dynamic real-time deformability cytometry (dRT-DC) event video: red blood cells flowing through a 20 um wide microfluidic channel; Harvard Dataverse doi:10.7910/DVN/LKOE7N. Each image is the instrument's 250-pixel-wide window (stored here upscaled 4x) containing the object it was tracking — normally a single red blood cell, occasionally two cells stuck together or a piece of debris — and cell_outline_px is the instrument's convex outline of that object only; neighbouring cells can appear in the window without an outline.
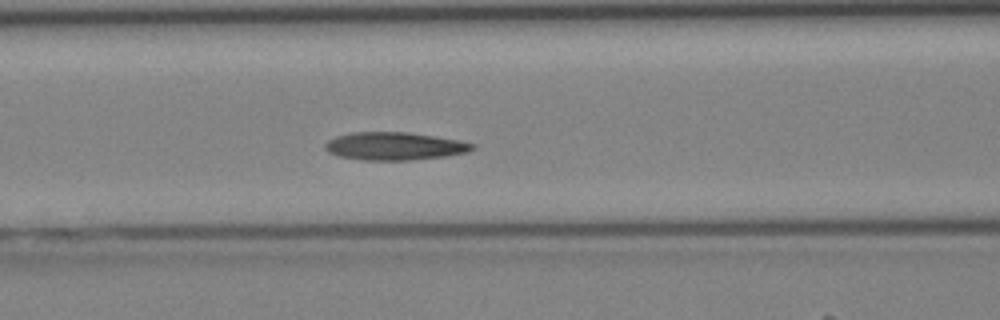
{"species": "Egyptian fruit bat (a non-hibernating species)", "species_latin": "Rousettus aegyptiacus", "temperature_condition": "cold", "stored_images_in_passage": 30, "camera_frame_rate_fps": 3000, "um_per_image_px": 0.085, "animal": {"sex": "female"}, "frame": {"image": 1, "passage_image": 5, "time_ms": 1.333, "image_size_px": [1000, 320], "cell_outline_px": [[476, 148], [468, 152], [444, 156], [412, 160], [364, 160], [340, 156], [328, 152], [324, 148], [324, 144], [328, 140], [336, 136], [352, 132], [408, 132], [436, 136], [460, 140], [476, 144]], "centroid_in_image_um": [33.56, 12.41], "position_along_channel_um": 133.0, "area_um2": 24.04}}
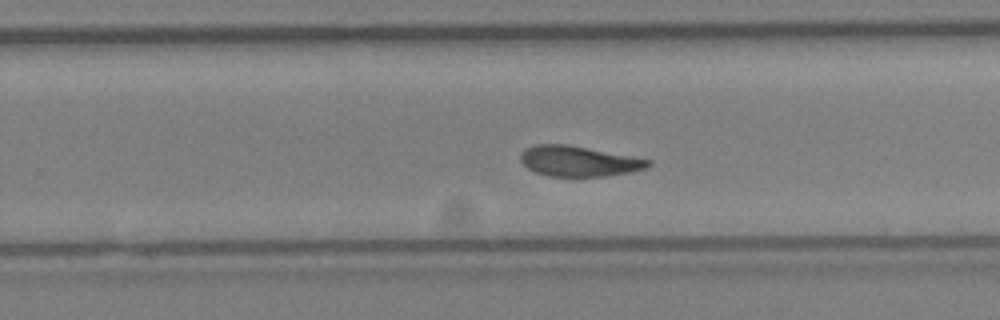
{"frame": {"image": 2, "passage_image": 14, "time_ms": 4.333, "image_size_px": [1000, 320], "cell_outline_px": [[652, 164], [644, 168], [628, 172], [604, 176], [548, 176], [536, 172], [528, 168], [520, 160], [520, 152], [524, 148], [536, 144], [564, 144], [652, 160]], "centroid_in_image_um": [49.13, 13.7], "position_along_channel_um": 280.7, "area_um2": 22.25}}
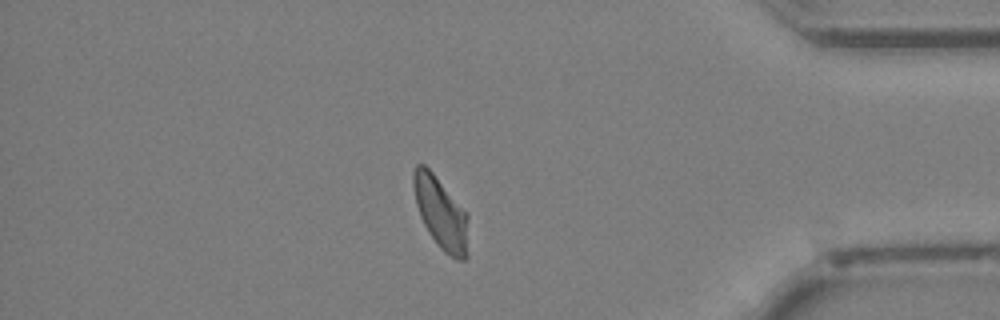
{"frame": {"image": 3, "passage_image": 23, "time_ms": 7.333, "image_size_px": [1000, 320], "cell_outline_px": [[468, 256], [464, 260], [456, 260], [444, 252], [440, 248], [428, 232], [420, 216], [416, 204], [412, 184], [412, 172], [416, 164], [424, 164], [432, 172], [468, 212]], "centroid_in_image_um": [37.49, 18.12], "position_along_channel_um": 397.7, "area_um2": 23.35}}